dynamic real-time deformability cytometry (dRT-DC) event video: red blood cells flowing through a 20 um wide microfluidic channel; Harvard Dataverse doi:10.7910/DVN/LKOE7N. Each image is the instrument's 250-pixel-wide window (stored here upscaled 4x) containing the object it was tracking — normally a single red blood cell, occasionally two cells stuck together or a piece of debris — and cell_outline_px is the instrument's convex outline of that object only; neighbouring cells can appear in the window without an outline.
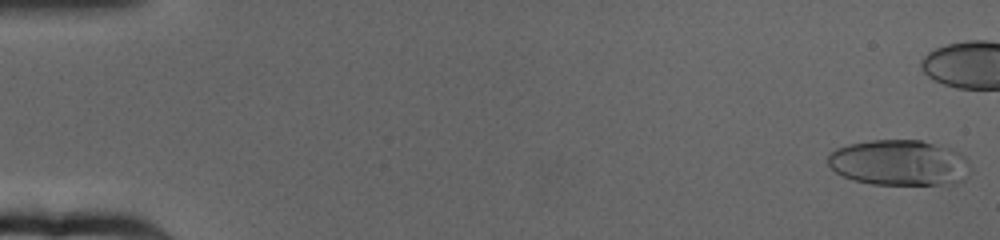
{"species": "human", "species_latin": "Homo sapiens", "temperature_condition": "cold", "stored_images_in_passage": 53, "camera_frame_rate_fps": 3000, "um_per_image_px": 0.085, "donor": {"sex": "female"}, "frame": {"image": 1, "passage_image": 2, "time_ms": 0.333, "image_size_px": [1000, 240], "cell_outline_px": [[972, 168], [968, 176], [964, 180], [956, 184], [872, 184], [852, 180], [836, 172], [828, 164], [828, 156], [836, 148], [848, 144], [872, 140], [920, 140], [952, 148], [964, 156], [968, 160]], "centroid_in_image_um": [76.49, 13.84], "position_along_channel_um": 8.5, "area_um2": 38.26}}
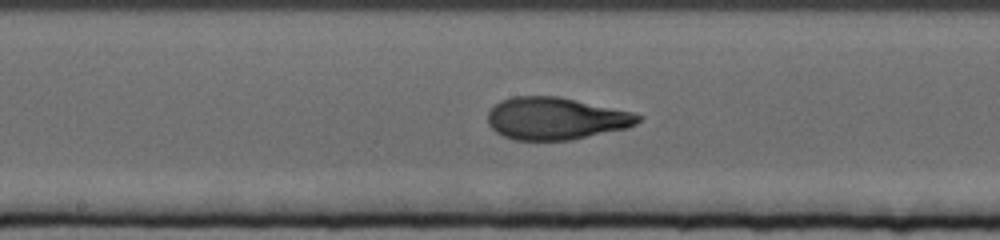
{"frame": {"image": 2, "passage_image": 35, "time_ms": 11.333, "image_size_px": [1000, 240], "cell_outline_px": [[644, 116], [636, 124], [628, 128], [572, 140], [516, 140], [504, 136], [496, 132], [488, 124], [488, 112], [500, 100], [512, 96], [560, 96], [632, 112]], "centroid_in_image_um": [47.26, 10.07], "position_along_channel_um": 200.9, "area_um2": 37.22}}
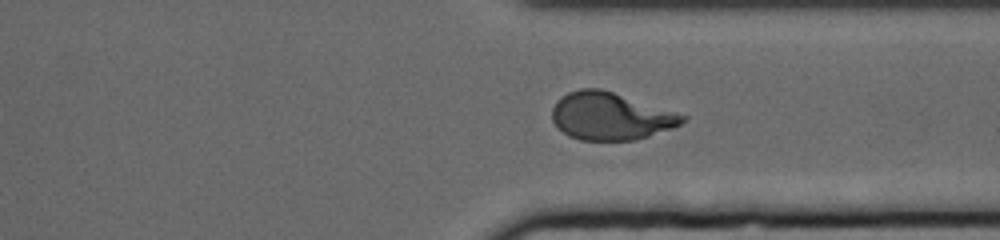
{"frame": {"image": 3, "passage_image": 50, "time_ms": 16.333, "image_size_px": [1000, 240], "cell_outline_px": [[688, 120], [672, 128], [636, 140], [580, 140], [568, 136], [552, 120], [552, 108], [556, 100], [568, 92], [580, 88], [600, 88], [688, 116]], "centroid_in_image_um": [51.88, 9.87], "position_along_channel_um": 359.5, "area_um2": 35.89}}